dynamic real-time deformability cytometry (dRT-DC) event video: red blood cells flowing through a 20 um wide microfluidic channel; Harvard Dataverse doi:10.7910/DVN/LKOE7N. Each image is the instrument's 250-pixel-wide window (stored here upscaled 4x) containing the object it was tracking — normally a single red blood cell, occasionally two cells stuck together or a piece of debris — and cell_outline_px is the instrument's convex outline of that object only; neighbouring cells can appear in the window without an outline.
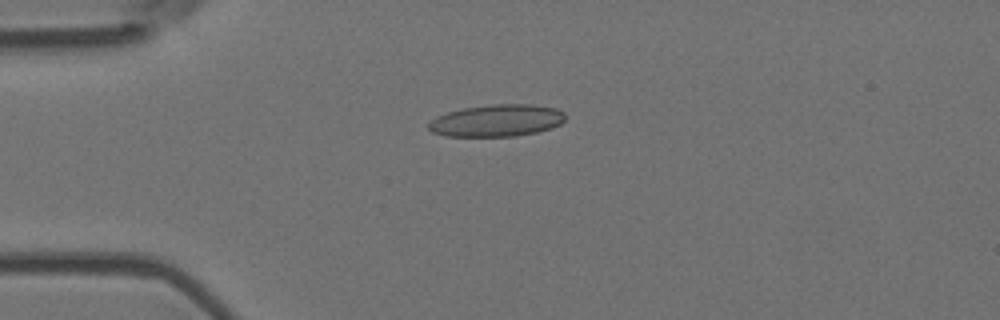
{"species": "Egyptian fruit bat (a non-hibernating species)", "species_latin": "Rousettus aegyptiacus", "temperature_condition": "room temperature", "stored_images_in_passage": 7, "camera_frame_rate_fps": 3000, "um_per_image_px": 0.085, "animal": {"sex": "female"}, "frame": {"image": 1, "passage_image": 3, "time_ms": 0.667, "image_size_px": [1000, 320], "cell_outline_px": [[564, 120], [560, 124], [552, 128], [536, 132], [516, 136], [444, 136], [432, 132], [428, 128], [428, 124], [436, 116], [448, 112], [464, 108], [492, 104], [532, 104], [556, 108], [564, 112]], "centroid_in_image_um": [42.23, 10.24], "position_along_channel_um": 42.8, "area_um2": 25.55}}
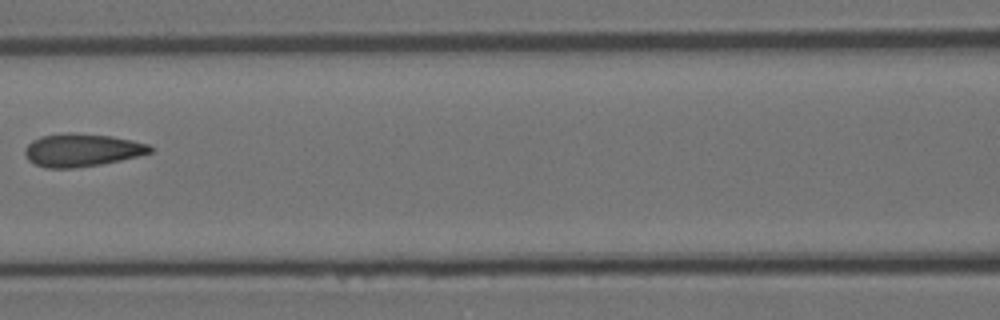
{"frame": {"image": 2, "passage_image": 6, "time_ms": 1.667, "image_size_px": [1000, 320], "cell_outline_px": [[152, 152], [120, 160], [100, 164], [76, 168], [48, 168], [36, 164], [28, 160], [24, 152], [24, 148], [32, 140], [40, 136], [68, 132], [72, 132], [112, 136], [132, 140], [148, 144], [152, 148]], "centroid_in_image_um": [6.92, 12.74], "position_along_channel_um": 159.7, "area_um2": 23.99}}
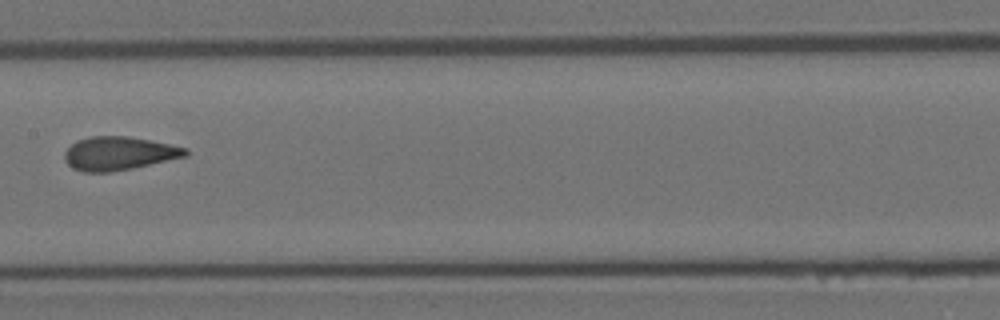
{"frame": {"image": 3, "passage_image": 7, "time_ms": 2.0, "image_size_px": [1000, 320], "cell_outline_px": [[188, 156], [132, 168], [112, 172], [84, 172], [72, 168], [64, 160], [64, 152], [76, 140], [92, 136], [128, 136], [188, 148]], "centroid_in_image_um": [10.08, 13.04], "position_along_channel_um": 197.3, "area_um2": 23.58}}